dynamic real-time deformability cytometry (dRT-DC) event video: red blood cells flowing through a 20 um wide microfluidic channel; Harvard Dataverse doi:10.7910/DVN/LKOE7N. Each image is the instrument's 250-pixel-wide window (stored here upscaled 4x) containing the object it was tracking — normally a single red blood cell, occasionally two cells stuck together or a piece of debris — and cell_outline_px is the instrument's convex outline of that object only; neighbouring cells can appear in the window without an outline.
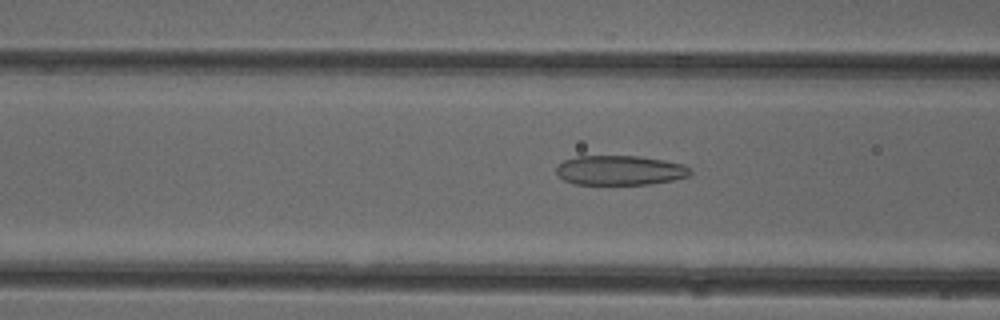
{"species": "common noctule bat (a hibernating species)", "species_latin": "Nyctalus noctula", "temperature_condition": "cold", "stored_images_in_passage": 51, "camera_frame_rate_fps": 3000, "um_per_image_px": 0.085, "animal": {"sex": "female"}, "frame": {"image": 1, "passage_image": 20, "time_ms": 6.333, "image_size_px": [1000, 320], "cell_outline_px": [[692, 172], [688, 176], [672, 180], [652, 184], [576, 184], [564, 180], [556, 172], [556, 164], [564, 160], [576, 156], [640, 156], [664, 160], [684, 164]], "centroid_in_image_um": [52.68, 14.47], "position_along_channel_um": 113.9, "area_um2": 23.18}}
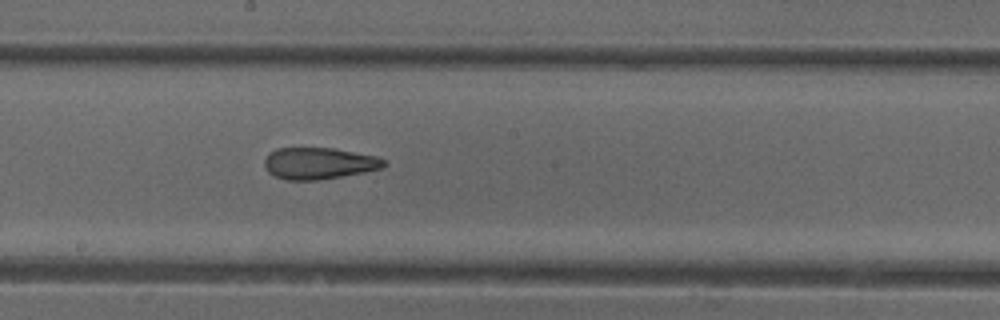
{"frame": {"image": 2, "passage_image": 28, "time_ms": 9.0, "image_size_px": [1000, 320], "cell_outline_px": [[388, 164], [384, 168], [364, 172], [320, 180], [288, 180], [276, 176], [268, 172], [264, 164], [264, 160], [276, 148], [332, 148], [376, 156], [384, 160]], "centroid_in_image_um": [27.14, 13.89], "position_along_channel_um": 221.1, "area_um2": 21.91}}
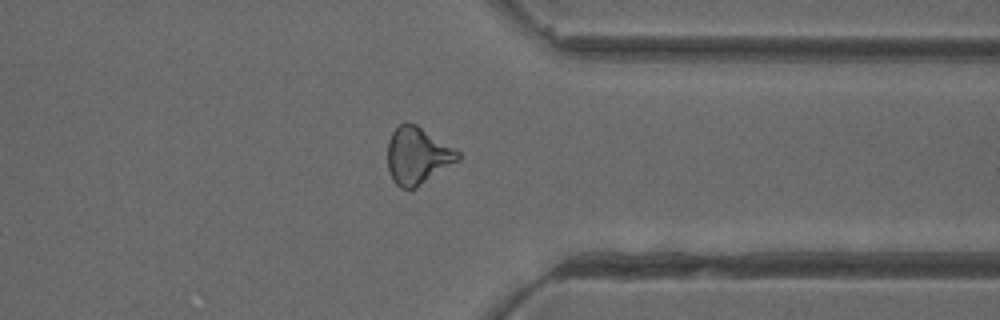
{"frame": {"image": 3, "passage_image": 40, "time_ms": 13.0, "image_size_px": [1000, 320], "cell_outline_px": [[460, 160], [412, 192], [400, 188], [392, 180], [388, 172], [388, 140], [392, 132], [400, 124], [416, 124], [460, 152]], "centroid_in_image_um": [35.48, 13.31], "position_along_channel_um": 375.9, "area_um2": 23.7}, "authors_computed_cell_mechanics": {"area_um2": 23.698, "velocity_mm_per_s": 4.0058, "shape_relaxation_time_tau1_ms": null, "shape_relaxation_time_tau2_ms": 2.5926, "deformation_change_tau1": null, "deformation_change_tau2": 0.1206}}